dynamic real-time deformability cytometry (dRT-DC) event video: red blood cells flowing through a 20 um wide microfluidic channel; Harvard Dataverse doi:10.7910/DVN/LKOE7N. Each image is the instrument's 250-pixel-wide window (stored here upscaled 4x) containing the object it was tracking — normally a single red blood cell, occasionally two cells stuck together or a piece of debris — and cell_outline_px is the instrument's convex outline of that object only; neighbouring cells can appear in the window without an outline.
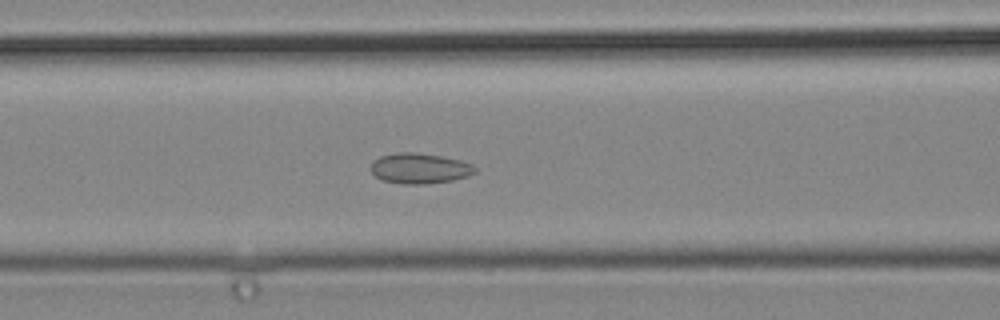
{"species": "common noctule bat (a hibernating species)", "species_latin": "Nyctalus noctula", "temperature_condition": "cold", "stored_images_in_passage": 43, "camera_frame_rate_fps": 3000, "um_per_image_px": 0.085, "animal": {"sex": "male", "body_mass_g": 19.2, "forearm_length_mm": 51.8}, "frame": {"image": 1, "passage_image": 17, "time_ms": 5.333, "image_size_px": [1000, 320], "cell_outline_px": [[476, 172], [468, 176], [452, 180], [424, 184], [404, 184], [384, 180], [376, 176], [368, 168], [372, 160], [380, 156], [396, 152], [416, 152], [440, 156], [460, 160], [472, 164], [476, 168]], "centroid_in_image_um": [35.64, 14.3], "position_along_channel_um": 131.0, "area_um2": 18.55}}
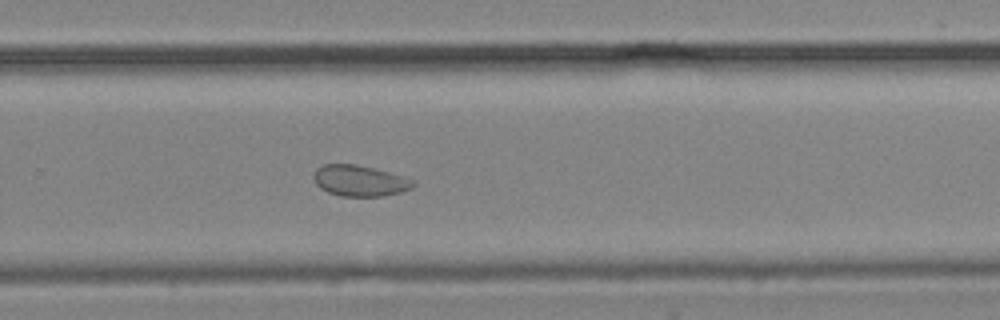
{"frame": {"image": 2, "passage_image": 28, "time_ms": 9.0, "image_size_px": [1000, 320], "cell_outline_px": [[416, 184], [412, 188], [400, 192], [384, 196], [340, 196], [328, 192], [320, 188], [316, 184], [312, 176], [312, 172], [316, 168], [324, 164], [356, 164], [404, 176], [416, 180]], "centroid_in_image_um": [30.57, 15.36], "position_along_channel_um": 299.2, "area_um2": 18.15}}
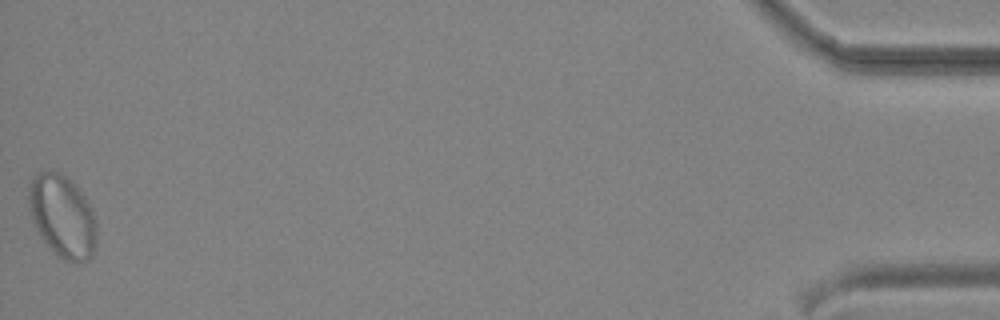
{"frame": {"image": 3, "passage_image": 43, "time_ms": 14.0, "image_size_px": [1000, 320], "cell_outline_px": [[96, 244], [92, 256], [84, 260], [64, 260], [44, 240], [36, 228], [32, 220], [28, 208], [28, 184], [36, 172], [56, 172], [72, 180], [84, 196], [92, 212], [96, 224]], "centroid_in_image_um": [5.28, 18.33], "position_along_channel_um": 429.9, "area_um2": 32.14}}